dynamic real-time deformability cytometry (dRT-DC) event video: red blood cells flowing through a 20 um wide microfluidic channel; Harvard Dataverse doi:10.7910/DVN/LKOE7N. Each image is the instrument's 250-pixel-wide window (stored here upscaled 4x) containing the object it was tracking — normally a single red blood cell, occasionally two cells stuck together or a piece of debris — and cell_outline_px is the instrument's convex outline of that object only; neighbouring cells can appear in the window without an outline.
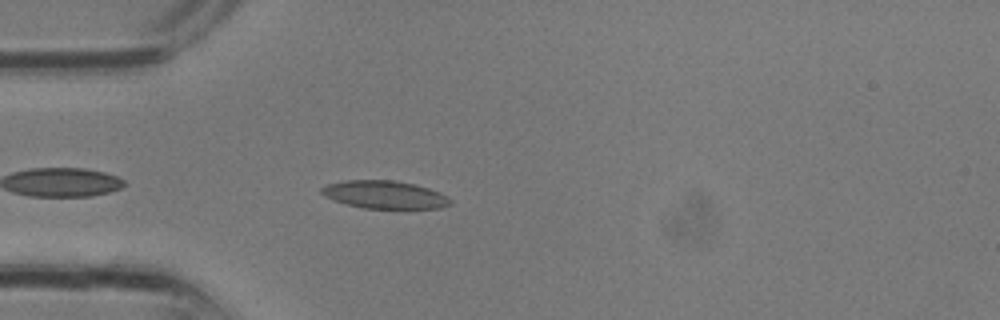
{"species": "common noctule bat (a hibernating species)", "species_latin": "Nyctalus noctula", "temperature_condition": "room temperature", "stored_images_in_passage": 14, "camera_frame_rate_fps": 3000, "um_per_image_px": 0.085, "animal": {"sex": "male", "body_mass_g": 13.3}, "frame": {"image": 1, "passage_image": 4, "time_ms": 1.0, "image_size_px": [1000, 320], "cell_outline_px": [[452, 204], [440, 208], [364, 208], [348, 204], [324, 196], [320, 192], [320, 188], [328, 184], [344, 180], [396, 180], [416, 184], [440, 192], [448, 196], [452, 200]], "centroid_in_image_um": [32.73, 16.53], "position_along_channel_um": 52.3, "area_um2": 20.92}}
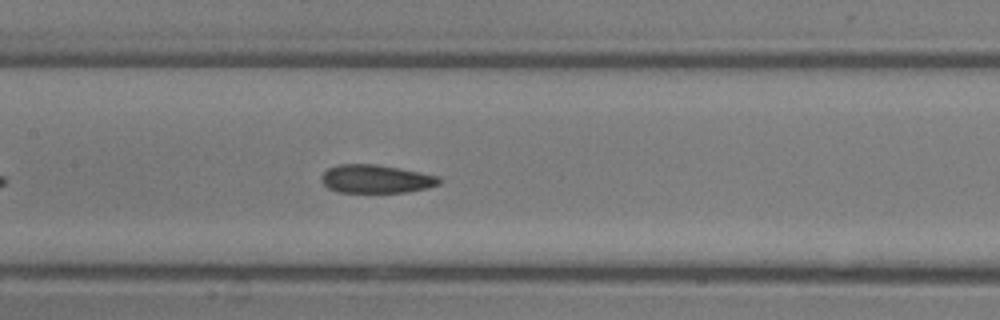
{"frame": {"image": 2, "passage_image": 10, "time_ms": 3.0, "image_size_px": [1000, 320], "cell_outline_px": [[444, 180], [440, 184], [428, 188], [408, 192], [340, 192], [328, 188], [320, 180], [320, 176], [328, 168], [336, 164], [376, 164], [400, 168], [440, 176]], "centroid_in_image_um": [31.99, 15.2], "position_along_channel_um": 175.4, "area_um2": 19.71}}
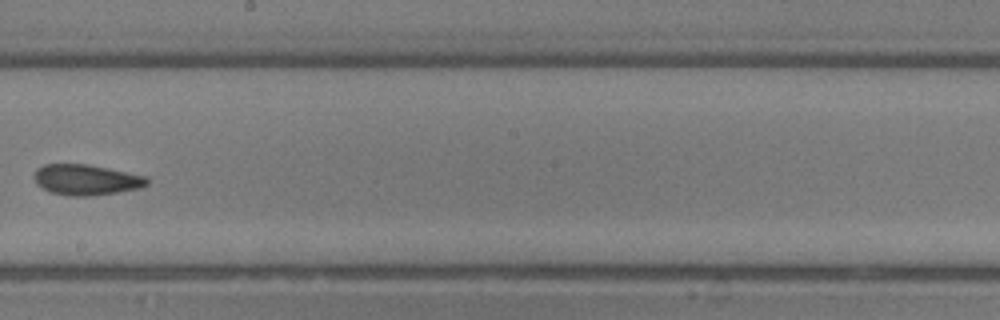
{"frame": {"image": 3, "passage_image": 13, "time_ms": 4.0, "image_size_px": [1000, 320], "cell_outline_px": [[148, 184], [140, 188], [116, 192], [88, 196], [68, 196], [52, 192], [36, 184], [36, 168], [44, 164], [88, 164], [108, 168], [144, 176], [148, 180]], "centroid_in_image_um": [7.32, 15.27], "position_along_channel_um": 240.9, "area_um2": 19.83}}